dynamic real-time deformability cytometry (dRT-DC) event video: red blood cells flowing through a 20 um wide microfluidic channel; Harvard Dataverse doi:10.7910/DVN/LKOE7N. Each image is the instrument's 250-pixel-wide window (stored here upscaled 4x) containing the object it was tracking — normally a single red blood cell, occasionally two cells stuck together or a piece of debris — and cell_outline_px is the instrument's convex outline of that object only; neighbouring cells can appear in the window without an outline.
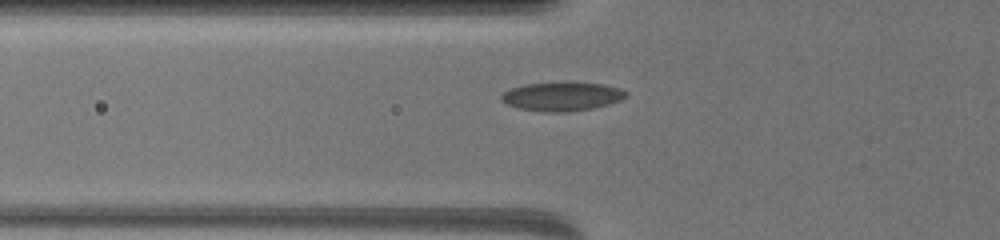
{"species": "common noctule bat (a hibernating species)", "species_latin": "Nyctalus noctula", "temperature_condition": "warm", "stored_images_in_passage": 4, "camera_frame_rate_fps": 3000, "um_per_image_px": 0.085, "animal": {"sex": "female", "body_mass_g": 19.5, "forearm_length_mm": 54.1}, "frame": {"image": 1, "passage_image": 2, "time_ms": 0.333, "image_size_px": [1000, 240], "cell_outline_px": [[628, 92], [620, 100], [608, 104], [592, 108], [564, 112], [544, 112], [520, 108], [508, 104], [500, 100], [500, 96], [504, 92], [512, 88], [524, 84], [604, 84], [620, 88]], "centroid_in_image_um": [47.75, 8.22], "position_along_channel_um": 78.1, "area_um2": 20.17}}